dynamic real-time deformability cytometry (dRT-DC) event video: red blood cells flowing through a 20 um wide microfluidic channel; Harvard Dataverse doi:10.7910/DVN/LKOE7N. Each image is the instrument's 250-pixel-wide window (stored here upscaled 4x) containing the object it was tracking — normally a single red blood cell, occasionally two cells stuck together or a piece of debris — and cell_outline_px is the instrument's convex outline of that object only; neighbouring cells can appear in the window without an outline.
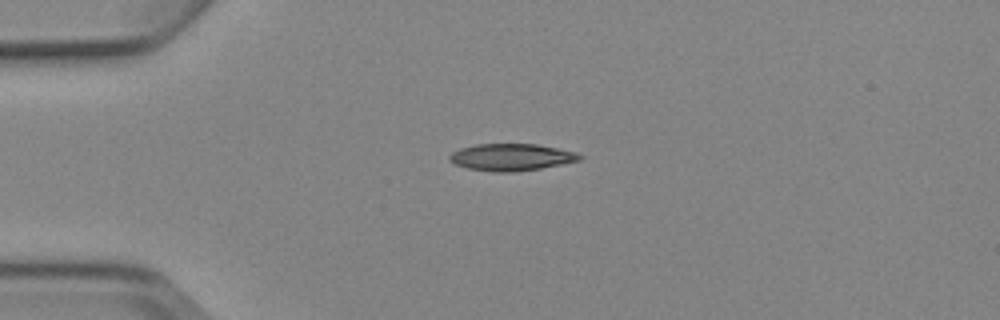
{"species": "Egyptian fruit bat (a non-hibernating species)", "species_latin": "Rousettus aegyptiacus", "temperature_condition": "cold", "stored_images_in_passage": 2, "camera_frame_rate_fps": 3000, "um_per_image_px": 0.085, "animal": {"sex": "female"}, "frame": {"image": 1, "passage_image": 1, "time_ms": 0.0, "image_size_px": [1000, 320], "cell_outline_px": [[584, 156], [580, 160], [540, 168], [512, 172], [492, 172], [468, 168], [456, 164], [448, 160], [448, 156], [452, 152], [460, 148], [476, 144], [536, 144], [576, 152]], "centroid_in_image_um": [43.43, 13.35], "position_along_channel_um": 41.6, "area_um2": 20.35}}